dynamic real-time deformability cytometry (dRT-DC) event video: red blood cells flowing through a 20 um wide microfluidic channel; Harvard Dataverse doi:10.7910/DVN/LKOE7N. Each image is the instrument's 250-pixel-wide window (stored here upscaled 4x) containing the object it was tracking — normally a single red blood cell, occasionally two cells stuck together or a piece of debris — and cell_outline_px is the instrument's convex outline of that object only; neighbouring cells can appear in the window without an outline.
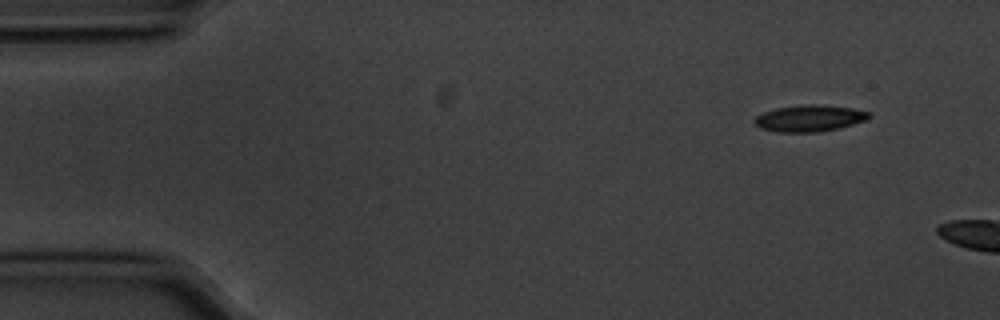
{"species": "common noctule bat (a hibernating species)", "species_latin": "Nyctalus noctula", "temperature_condition": "cold", "stored_images_in_passage": 12, "camera_frame_rate_fps": 3000, "um_per_image_px": 0.085, "animal": {"sex": "male", "body_mass_g": 20.1, "forearm_length_mm": 53.5}, "frame": {"image": 1, "passage_image": 1, "time_ms": 0.0, "image_size_px": [1000, 320], "cell_outline_px": [[872, 116], [868, 120], [820, 132], [776, 132], [760, 128], [752, 120], [756, 116], [764, 112], [776, 108], [804, 104], [820, 104], [852, 108], [868, 112]], "centroid_in_image_um": [68.79, 10.05], "position_along_channel_um": 16.2, "area_um2": 17.74}}
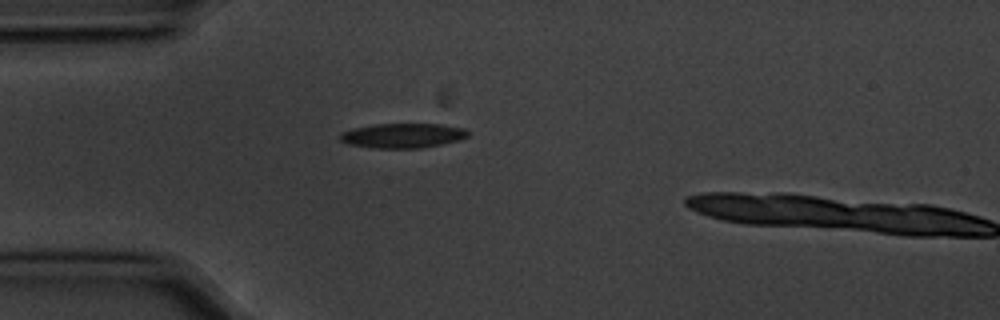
{"frame": {"image": 2, "passage_image": 11, "time_ms": 3.333, "image_size_px": [1000, 320], "cell_outline_px": [[468, 136], [460, 140], [420, 148], [376, 148], [348, 144], [340, 140], [340, 132], [352, 128], [376, 124], [440, 124], [464, 128], [468, 132]], "centroid_in_image_um": [34.21, 11.52], "position_along_channel_um": 50.8, "area_um2": 18.32}}